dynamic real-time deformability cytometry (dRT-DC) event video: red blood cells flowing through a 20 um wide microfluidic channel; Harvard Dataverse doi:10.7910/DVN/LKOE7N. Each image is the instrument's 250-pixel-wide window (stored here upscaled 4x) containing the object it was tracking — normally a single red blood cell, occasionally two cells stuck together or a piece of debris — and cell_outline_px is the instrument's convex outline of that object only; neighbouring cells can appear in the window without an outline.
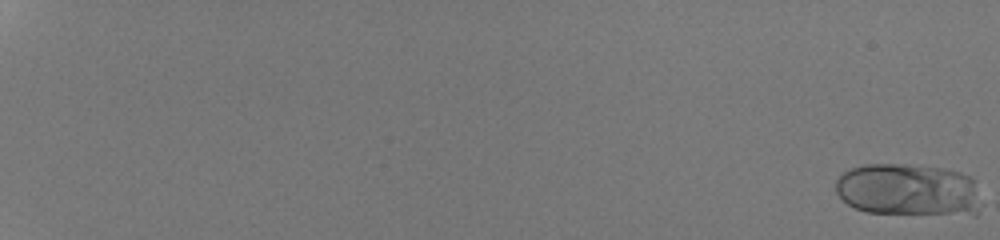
{"species": "human", "species_latin": "Homo sapiens", "temperature_condition": "room temperature", "stored_images_in_passage": 26, "camera_frame_rate_fps": 3000, "um_per_image_px": 0.085, "donor": {"sex": "male"}, "frame": {"image": 1, "passage_image": 1, "time_ms": 0.0, "image_size_px": [1000, 240], "cell_outline_px": [[976, 216], [868, 212], [856, 208], [848, 204], [836, 192], [836, 180], [844, 172], [852, 168], [864, 164], [908, 164], [944, 168], [960, 172], [968, 176], [972, 180], [976, 212]], "centroid_in_image_um": [77.14, 16.14], "position_along_channel_um": 7.9, "area_um2": 44.04}}
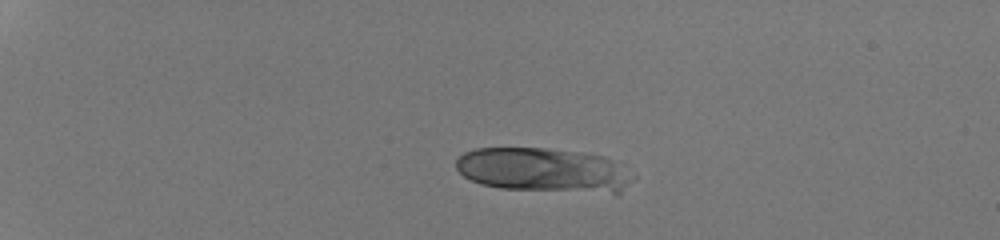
{"frame": {"image": 2, "passage_image": 16, "time_ms": 5.0, "image_size_px": [1000, 240], "cell_outline_px": [[636, 176], [616, 196], [500, 188], [480, 184], [464, 176], [456, 168], [456, 160], [464, 152], [476, 148], [544, 148], [576, 152], [604, 156], [612, 160]], "centroid_in_image_um": [46.27, 14.5], "position_along_channel_um": 38.7, "area_um2": 46.59}}